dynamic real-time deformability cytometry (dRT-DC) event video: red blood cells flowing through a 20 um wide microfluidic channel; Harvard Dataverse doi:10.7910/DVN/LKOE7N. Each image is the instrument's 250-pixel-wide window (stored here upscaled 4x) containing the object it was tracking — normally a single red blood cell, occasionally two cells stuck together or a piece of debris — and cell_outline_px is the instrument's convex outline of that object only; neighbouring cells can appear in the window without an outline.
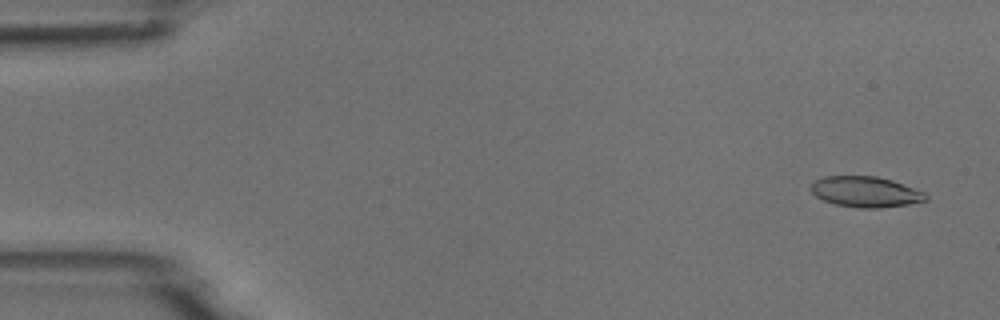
{"species": "common noctule bat (a hibernating species)", "species_latin": "Nyctalus noctula", "temperature_condition": "room temperature", "stored_images_in_passage": 8, "camera_frame_rate_fps": 3000, "um_per_image_px": 0.085, "animal": {"sex": "male", "body_mass_g": 18.8}, "frame": {"image": 1, "passage_image": 1, "time_ms": 0.0, "image_size_px": [1000, 320], "cell_outline_px": [[928, 200], [908, 204], [880, 208], [860, 208], [836, 204], [824, 200], [816, 196], [812, 192], [812, 184], [816, 180], [824, 176], [876, 176], [892, 180], [924, 192], [928, 196]], "centroid_in_image_um": [73.6, 16.3], "position_along_channel_um": 11.4, "area_um2": 20.35}}
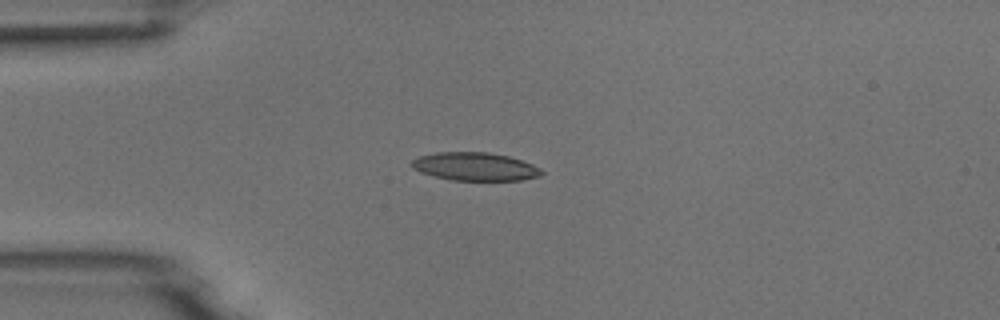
{"frame": {"image": 2, "passage_image": 3, "time_ms": 3.667, "image_size_px": [1000, 320], "cell_outline_px": [[544, 172], [540, 176], [520, 180], [452, 180], [432, 176], [420, 172], [412, 168], [412, 160], [420, 156], [436, 152], [488, 152], [508, 156], [532, 164], [540, 168]], "centroid_in_image_um": [40.36, 14.16], "position_along_channel_um": 44.6, "area_um2": 21.27}}
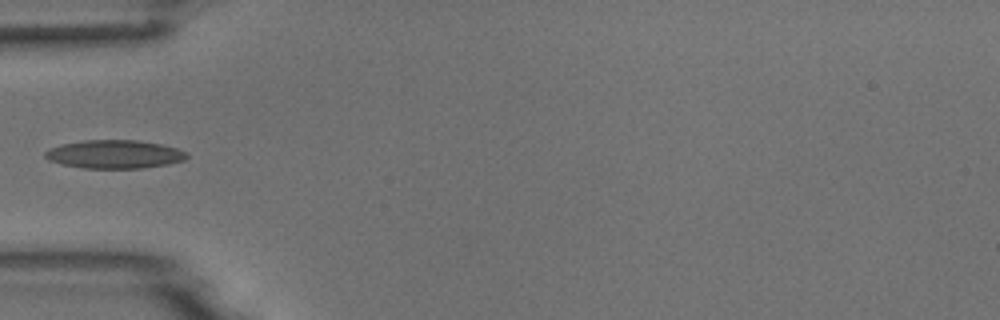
{"frame": {"image": 3, "passage_image": 4, "time_ms": 5.0, "image_size_px": [1000, 320], "cell_outline_px": [[188, 156], [184, 160], [168, 164], [140, 168], [80, 168], [60, 164], [48, 160], [44, 156], [44, 152], [60, 144], [84, 140], [136, 140], [160, 144], [176, 148], [188, 152]], "centroid_in_image_um": [9.71, 13.11], "position_along_channel_um": 75.3, "area_um2": 23.47}}